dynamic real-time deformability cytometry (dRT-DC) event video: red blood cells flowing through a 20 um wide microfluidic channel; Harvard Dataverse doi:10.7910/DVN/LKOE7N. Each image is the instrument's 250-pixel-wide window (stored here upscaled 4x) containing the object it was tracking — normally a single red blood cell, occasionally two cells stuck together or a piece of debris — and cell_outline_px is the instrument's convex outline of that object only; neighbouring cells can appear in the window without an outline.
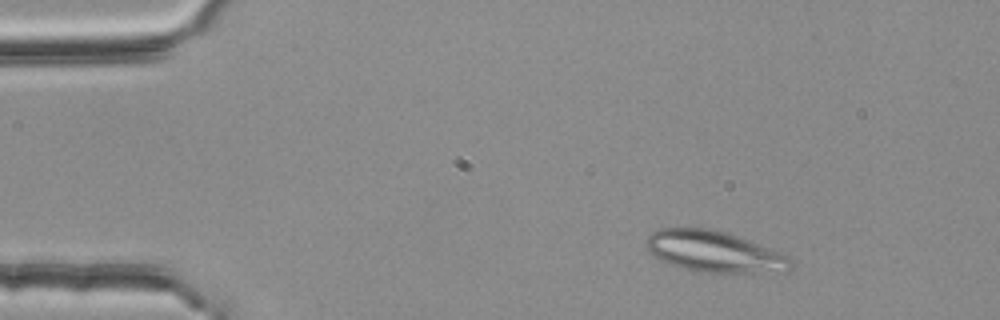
{"species": "common noctule bat (a hibernating species)", "species_latin": "Nyctalus noctula", "temperature_condition": "room temperature", "stored_images_in_passage": 46, "segment_of_instrument_passage": [1, 2], "camera_frame_rate_fps": 3000, "um_per_image_px": 0.085, "animal": {"sex": "female", "body_mass_g": 25.1}, "frame": {"image": 1, "passage_image": 2, "time_ms": 0.333, "image_size_px": [1000, 320], "cell_outline_px": [[792, 268], [788, 272], [692, 272], [680, 268], [660, 260], [648, 252], [644, 244], [644, 240], [652, 232], [660, 228], [712, 228], [748, 240], [788, 256], [792, 264]], "centroid_in_image_um": [60.64, 21.39], "position_along_channel_um": 24.4, "area_um2": 34.74}}